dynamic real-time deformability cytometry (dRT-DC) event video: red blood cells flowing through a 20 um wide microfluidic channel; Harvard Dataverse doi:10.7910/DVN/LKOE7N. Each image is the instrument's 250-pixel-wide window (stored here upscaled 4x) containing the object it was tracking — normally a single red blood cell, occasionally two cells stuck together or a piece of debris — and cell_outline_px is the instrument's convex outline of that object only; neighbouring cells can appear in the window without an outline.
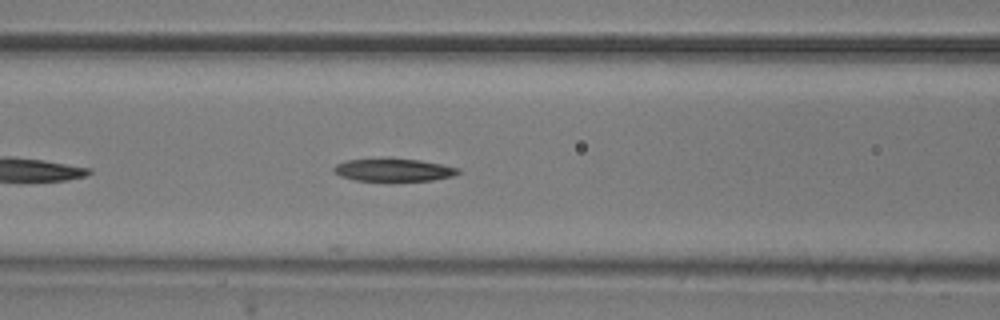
{"species": "common noctule bat (a hibernating species)", "species_latin": "Nyctalus noctula", "temperature_condition": "room temperature", "stored_images_in_passage": 7, "camera_frame_rate_fps": 3000, "um_per_image_px": 0.085, "animal": {"sex": "male", "body_mass_g": 20.5, "forearm_length_mm": 52.5}, "frame": {"image": 1, "passage_image": 7, "time_ms": 2.0, "image_size_px": [1000, 320], "cell_outline_px": [[460, 172], [452, 176], [432, 180], [388, 184], [352, 180], [340, 176], [332, 172], [332, 168], [336, 164], [348, 160], [384, 156], [388, 156], [420, 160], [460, 168]], "centroid_in_image_um": [33.37, 14.46], "position_along_channel_um": 133.2, "area_um2": 18.09}}